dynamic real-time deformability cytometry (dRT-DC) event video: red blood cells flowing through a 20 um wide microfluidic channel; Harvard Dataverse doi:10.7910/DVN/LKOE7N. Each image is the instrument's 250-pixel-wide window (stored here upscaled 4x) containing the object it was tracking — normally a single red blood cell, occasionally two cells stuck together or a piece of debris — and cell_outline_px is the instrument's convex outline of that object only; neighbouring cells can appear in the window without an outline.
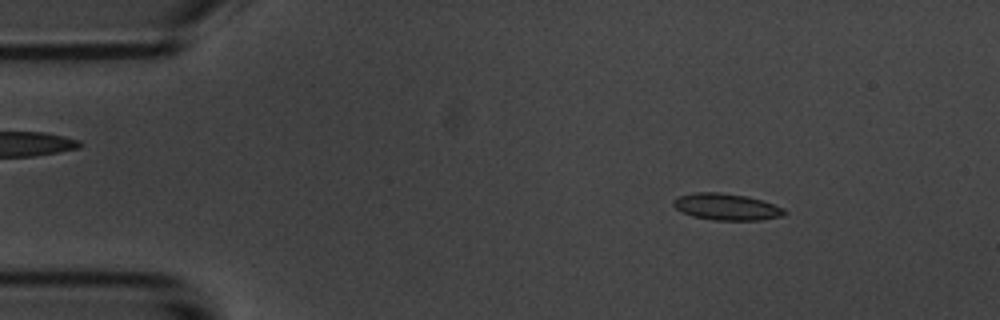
{"species": "common noctule bat (a hibernating species)", "species_latin": "Nyctalus noctula", "temperature_condition": "room temperature", "stored_images_in_passage": 5, "camera_frame_rate_fps": 3000, "um_per_image_px": 0.085, "animal": {"sex": "male", "body_mass_g": 20.1, "forearm_length_mm": 53.5}, "frame": {"image": 1, "passage_image": 2, "time_ms": 1.333, "image_size_px": [1000, 320], "cell_outline_px": [[788, 212], [784, 216], [760, 220], [712, 220], [692, 216], [676, 208], [672, 204], [672, 200], [680, 196], [696, 192], [720, 192], [744, 196], [760, 200], [784, 208]], "centroid_in_image_um": [61.76, 17.59], "position_along_channel_um": 23.2, "area_um2": 17.11}}
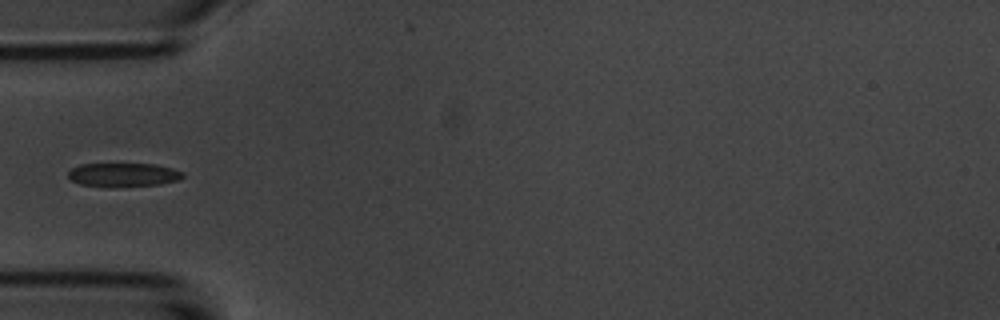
{"frame": {"image": 2, "passage_image": 5, "time_ms": 4.667, "image_size_px": [1000, 320], "cell_outline_px": [[184, 176], [180, 180], [160, 184], [80, 184], [72, 180], [68, 176], [68, 172], [72, 168], [80, 164], [156, 164], [172, 168], [184, 172]], "centroid_in_image_um": [10.55, 14.8], "position_along_channel_um": 74.5, "area_um2": 14.97}}